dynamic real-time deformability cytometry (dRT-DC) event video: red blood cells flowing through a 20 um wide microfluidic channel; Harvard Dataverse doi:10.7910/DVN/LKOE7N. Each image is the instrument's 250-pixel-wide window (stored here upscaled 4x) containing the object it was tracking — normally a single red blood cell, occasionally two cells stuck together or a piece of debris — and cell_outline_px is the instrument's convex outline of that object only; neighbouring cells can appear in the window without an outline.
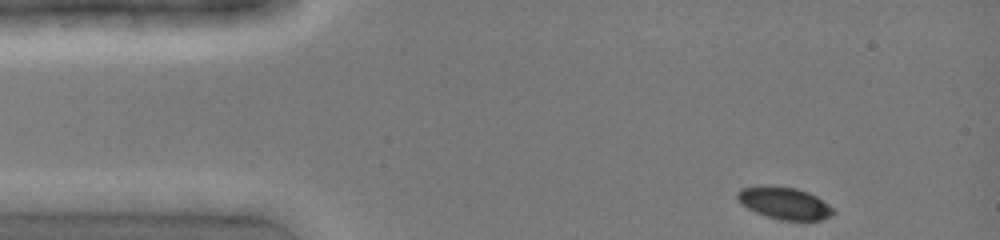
{"species": "common noctule bat (a hibernating species)", "species_latin": "Nyctalus noctula", "temperature_condition": "cold", "stored_images_in_passage": 2, "camera_frame_rate_fps": 3000, "um_per_image_px": 0.085, "animal": {"sex": "female", "body_mass_g": 19.0, "forearm_length_mm": 51.5}, "frame": {"image": 1, "passage_image": 1, "time_ms": 0.0, "image_size_px": [1000, 240], "cell_outline_px": [[836, 212], [832, 216], [820, 220], [780, 220], [756, 212], [740, 204], [736, 196], [736, 192], [740, 188], [764, 184], [768, 184], [796, 188], [808, 192], [816, 196], [828, 204]], "centroid_in_image_um": [66.64, 17.24], "position_along_channel_um": 18.4, "area_um2": 18.21}}